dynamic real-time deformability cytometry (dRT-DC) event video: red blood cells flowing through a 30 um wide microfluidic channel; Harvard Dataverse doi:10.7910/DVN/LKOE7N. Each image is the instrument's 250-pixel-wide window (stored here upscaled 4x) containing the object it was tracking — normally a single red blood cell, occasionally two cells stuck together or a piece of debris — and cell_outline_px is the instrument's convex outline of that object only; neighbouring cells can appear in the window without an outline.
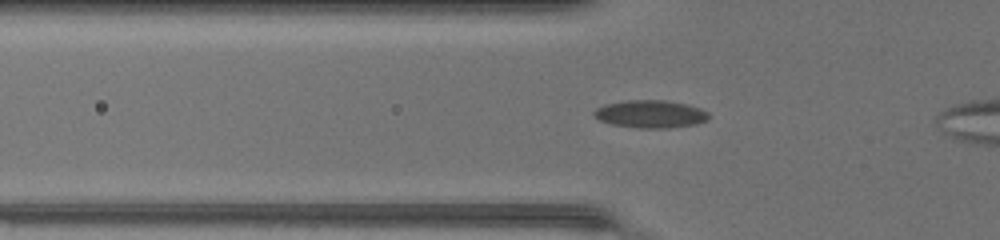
{"species": "common noctule bat (a hibernating species)", "species_latin": "Nyctalus noctula", "temperature_condition": "warm", "stored_images_in_passage": 38, "camera_frame_rate_fps": 3000, "um_per_image_px": 0.085, "animal": {"sex": "female", "body_mass_g": 17.0, "forearm_length_mm": 48.0}, "frame": {"image": 1, "passage_image": 4, "time_ms": 1.0, "image_size_px": [1000, 240], "cell_outline_px": [[708, 120], [696, 124], [668, 128], [640, 128], [612, 124], [600, 120], [592, 112], [596, 108], [608, 104], [628, 100], [664, 100], [684, 104], [700, 108], [708, 112]], "centroid_in_image_um": [55.31, 9.7], "position_along_channel_um": 70.5, "area_um2": 18.26}}
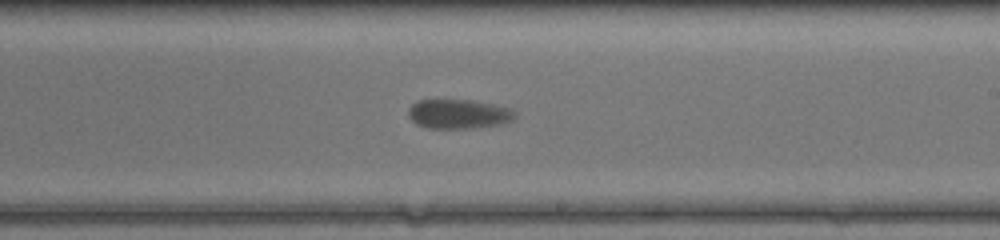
{"frame": {"image": 2, "passage_image": 17, "time_ms": 5.333, "image_size_px": [1000, 240], "cell_outline_px": [[512, 116], [508, 120], [496, 124], [468, 128], [428, 128], [416, 124], [412, 120], [408, 112], [408, 108], [412, 104], [420, 100], [472, 100], [504, 108], [512, 112]], "centroid_in_image_um": [38.81, 9.68], "position_along_channel_um": 250.2, "area_um2": 17.34}}
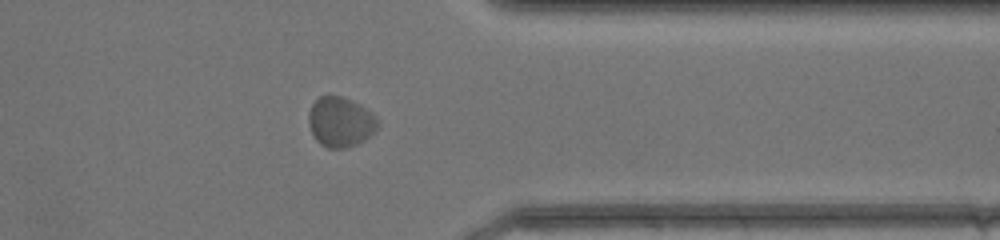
{"frame": {"image": 3, "passage_image": 27, "time_ms": 8.667, "image_size_px": [1000, 240], "cell_outline_px": [[376, 128], [364, 140], [356, 144], [344, 148], [328, 148], [320, 144], [316, 140], [312, 132], [308, 120], [308, 116], [312, 104], [320, 96], [340, 96], [360, 104], [376, 120]], "centroid_in_image_um": [28.88, 10.37], "position_along_channel_um": 382.5, "area_um2": 19.48}, "authors_computed_cell_mechanics": {"area_um2": 18.0914, "velocity_mm_per_s": 4.1628, "shape_relaxation_time_tau1_ms": 1.8623, "shape_relaxation_time_tau2_ms": null, "deformation_change_tau1": 0.0372, "deformation_change_tau2": null}}